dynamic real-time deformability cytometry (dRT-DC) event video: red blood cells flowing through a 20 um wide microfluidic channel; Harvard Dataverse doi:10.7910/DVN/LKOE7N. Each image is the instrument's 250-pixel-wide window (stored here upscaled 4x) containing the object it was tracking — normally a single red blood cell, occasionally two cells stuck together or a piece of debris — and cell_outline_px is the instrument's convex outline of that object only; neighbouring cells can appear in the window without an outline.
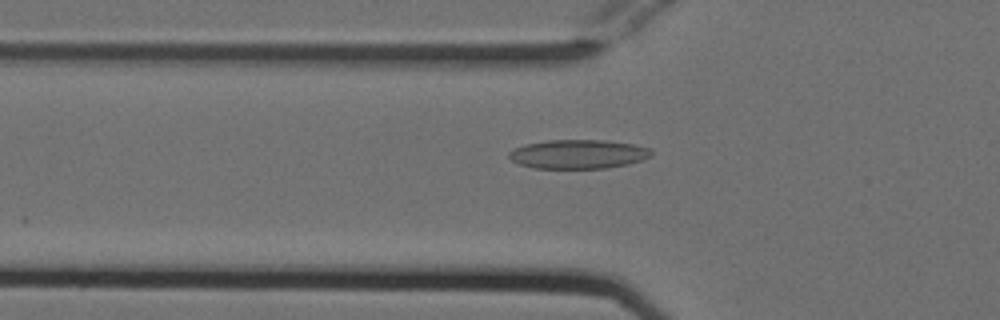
{"species": "Egyptian fruit bat (a non-hibernating species)", "species_latin": "Rousettus aegyptiacus", "temperature_condition": "cold", "stored_images_in_passage": 53, "camera_frame_rate_fps": 3000, "um_per_image_px": 0.085, "animal": {"sex": "female"}, "frame": {"image": 1, "passage_image": 19, "time_ms": 6.0, "image_size_px": [1000, 320], "cell_outline_px": [[652, 156], [628, 164], [604, 168], [532, 168], [520, 164], [512, 160], [508, 156], [508, 152], [524, 144], [548, 140], [604, 140], [632, 144], [652, 148]], "centroid_in_image_um": [49.15, 13.1], "position_along_channel_um": 76.7, "area_um2": 24.04}}
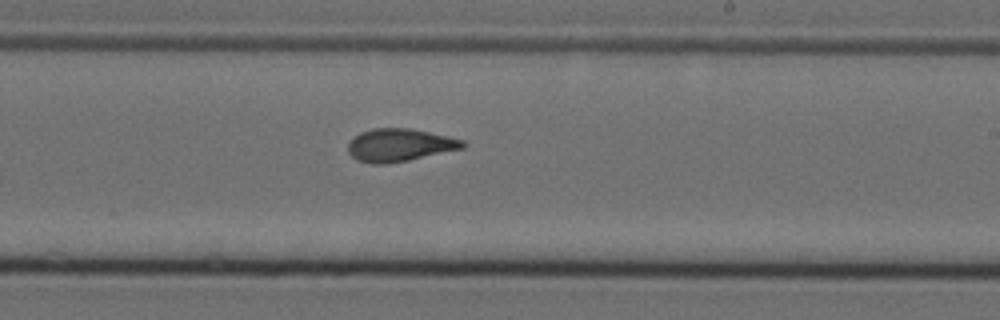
{"frame": {"image": 2, "passage_image": 33, "time_ms": 10.667, "image_size_px": [1000, 320], "cell_outline_px": [[468, 144], [464, 148], [408, 160], [388, 164], [372, 164], [356, 160], [348, 152], [348, 144], [360, 132], [372, 128], [408, 128], [448, 136], [464, 140]], "centroid_in_image_um": [33.97, 12.34], "position_along_channel_um": 255.0, "area_um2": 21.91}}
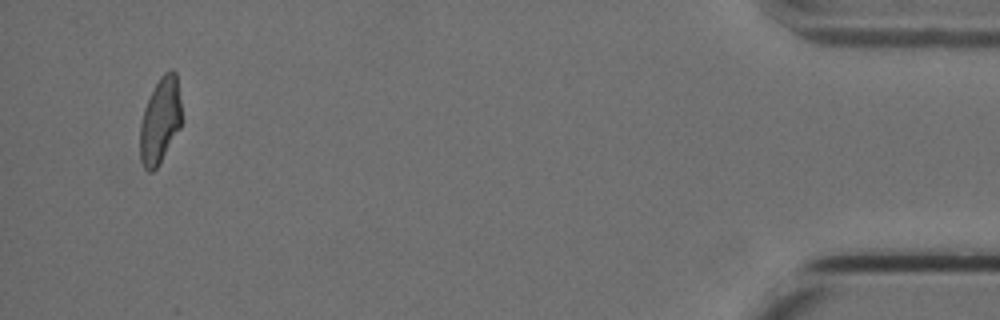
{"frame": {"image": 3, "passage_image": 52, "time_ms": 17.0, "image_size_px": [1000, 320], "cell_outline_px": [[180, 128], [160, 164], [152, 172], [148, 172], [144, 168], [140, 160], [140, 124], [144, 108], [160, 76], [164, 72], [172, 68], [176, 72], [180, 100]], "centroid_in_image_um": [13.6, 10.28], "position_along_channel_um": 421.6, "area_um2": 20.75}}